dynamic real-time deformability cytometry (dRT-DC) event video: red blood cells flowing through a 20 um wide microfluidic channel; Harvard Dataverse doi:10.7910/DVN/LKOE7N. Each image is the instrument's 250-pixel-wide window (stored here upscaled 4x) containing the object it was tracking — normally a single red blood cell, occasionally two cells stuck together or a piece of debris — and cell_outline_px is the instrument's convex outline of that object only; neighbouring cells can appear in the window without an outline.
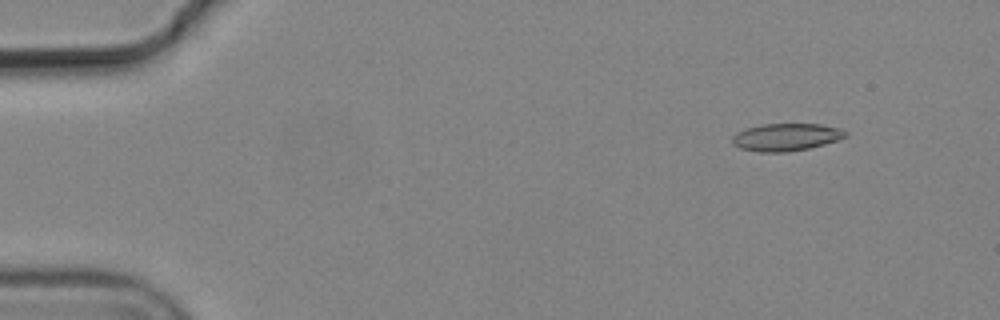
{"species": "common noctule bat (a hibernating species)", "species_latin": "Nyctalus noctula", "temperature_condition": "cold", "stored_images_in_passage": 5, "camera_frame_rate_fps": 3000, "um_per_image_px": 0.085, "animal": {"sex": "male", "body_mass_g": 19.2, "forearm_length_mm": 51.8}, "frame": {"image": 1, "passage_image": 2, "time_ms": 0.333, "image_size_px": [1000, 320], "cell_outline_px": [[848, 136], [824, 144], [808, 148], [788, 152], [760, 152], [740, 148], [732, 144], [732, 136], [736, 132], [760, 124], [820, 124], [840, 128], [848, 132]], "centroid_in_image_um": [66.81, 11.65], "position_along_channel_um": 18.2, "area_um2": 18.15}}